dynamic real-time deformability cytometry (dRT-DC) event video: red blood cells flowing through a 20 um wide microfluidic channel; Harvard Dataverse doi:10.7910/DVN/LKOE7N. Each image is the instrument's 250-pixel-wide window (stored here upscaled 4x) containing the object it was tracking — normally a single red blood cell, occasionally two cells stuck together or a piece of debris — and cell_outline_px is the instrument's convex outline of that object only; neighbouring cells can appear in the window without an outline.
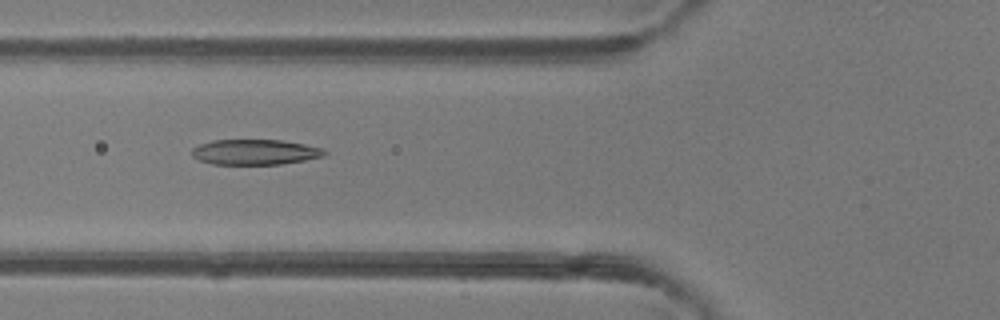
{"species": "common noctule bat (a hibernating species)", "species_latin": "Nyctalus noctula", "temperature_condition": "room temperature", "stored_images_in_passage": 37, "camera_frame_rate_fps": 3000, "um_per_image_px": 0.085, "animal": {"sex": "female"}, "frame": {"image": 1, "passage_image": 7, "time_ms": 2.0, "image_size_px": [1000, 320], "cell_outline_px": [[328, 152], [324, 156], [304, 160], [280, 164], [212, 164], [200, 160], [192, 156], [192, 148], [200, 144], [212, 140], [280, 140], [304, 144], [324, 148]], "centroid_in_image_um": [21.69, 12.92], "position_along_channel_um": 104.1, "area_um2": 19.54}}
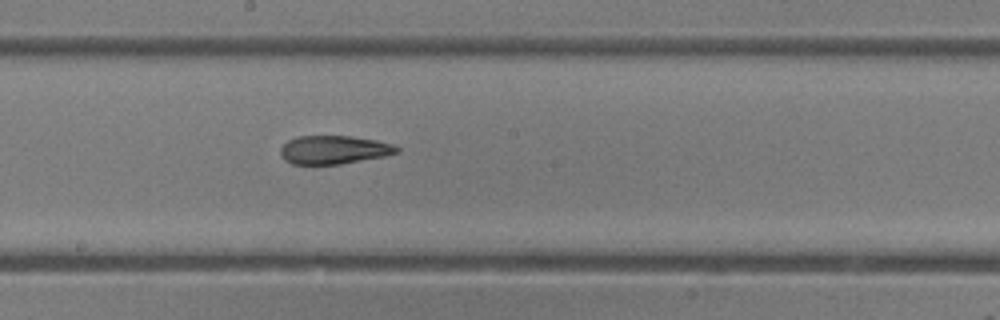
{"frame": {"image": 2, "passage_image": 15, "time_ms": 4.667, "image_size_px": [1000, 320], "cell_outline_px": [[400, 152], [384, 156], [340, 164], [292, 164], [284, 160], [280, 156], [280, 148], [288, 140], [296, 136], [352, 136], [376, 140], [392, 144], [400, 148]], "centroid_in_image_um": [28.36, 12.73], "position_along_channel_um": 219.8, "area_um2": 19.36}}
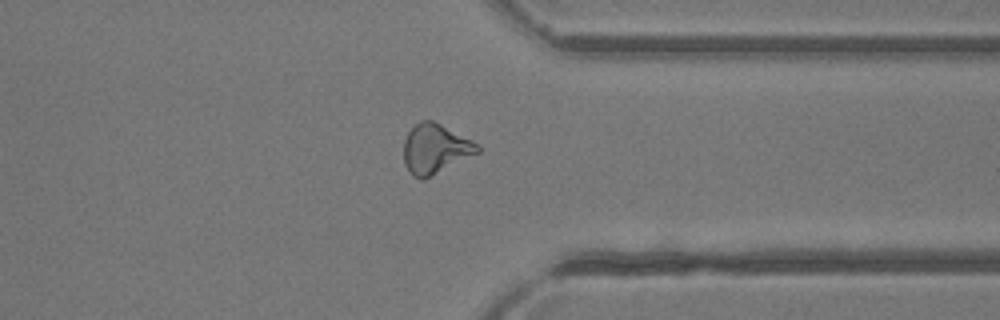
{"frame": {"image": 3, "passage_image": 26, "time_ms": 8.333, "image_size_px": [1000, 320], "cell_outline_px": [[480, 152], [424, 180], [420, 180], [412, 176], [408, 172], [404, 164], [404, 140], [408, 132], [420, 120], [432, 120], [480, 144]], "centroid_in_image_um": [36.99, 12.68], "position_along_channel_um": 374.4, "area_um2": 21.5}, "authors_computed_cell_mechanics": {"area_um2": 20.3456, "velocity_mm_per_s": 4.3167, "shape_relaxation_time_tau1_ms": null, "shape_relaxation_time_tau2_ms": 2.9041, "deformation_change_tau1": null, "deformation_change_tau2": 0.1302}}